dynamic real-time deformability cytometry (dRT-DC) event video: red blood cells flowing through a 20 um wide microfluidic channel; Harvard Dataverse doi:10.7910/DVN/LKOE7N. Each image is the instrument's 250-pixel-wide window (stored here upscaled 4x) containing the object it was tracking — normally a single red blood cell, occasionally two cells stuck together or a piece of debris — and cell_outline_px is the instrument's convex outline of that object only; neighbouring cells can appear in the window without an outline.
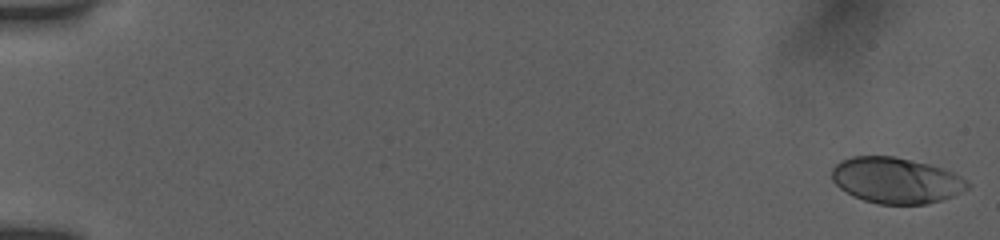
{"species": "human", "species_latin": "Homo sapiens", "temperature_condition": "room temperature", "stored_images_in_passage": 54, "camera_frame_rate_fps": 3000, "um_per_image_px": 0.085, "donor": {"sex": "female"}, "frame": {"image": 1, "passage_image": 1, "time_ms": 0.0, "image_size_px": [1000, 240], "cell_outline_px": [[968, 188], [952, 196], [940, 200], [924, 204], [880, 204], [864, 200], [852, 196], [840, 188], [832, 180], [832, 168], [840, 160], [852, 156], [892, 156], [928, 164], [952, 172], [968, 180]], "centroid_in_image_um": [76.12, 15.33], "position_along_channel_um": 8.9, "area_um2": 36.01}}
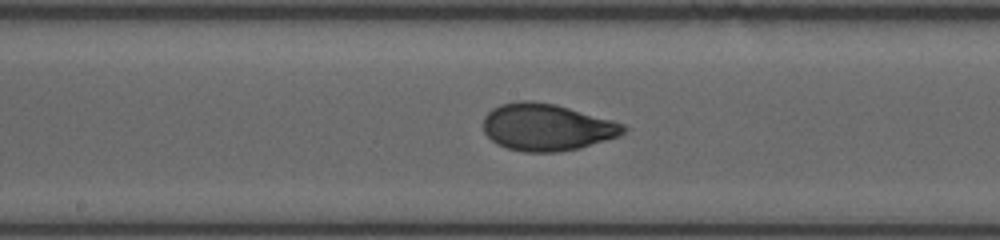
{"frame": {"image": 2, "passage_image": 30, "time_ms": 9.667, "image_size_px": [1000, 240], "cell_outline_px": [[628, 128], [620, 136], [580, 148], [560, 152], [524, 152], [508, 148], [496, 144], [484, 132], [484, 116], [492, 108], [500, 104], [520, 100], [532, 100], [556, 104], [612, 120], [624, 124]], "centroid_in_image_um": [46.48, 10.81], "position_along_channel_um": 201.7, "area_um2": 38.61}}
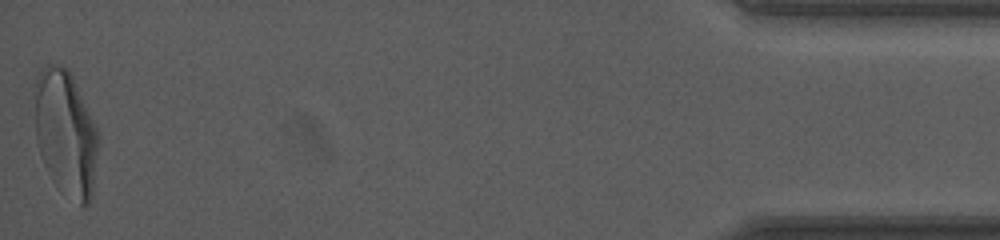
{"frame": {"image": 3, "passage_image": 54, "time_ms": 17.667, "image_size_px": [1000, 240], "cell_outline_px": [[100, 140], [92, 196], [88, 204], [84, 208], [80, 208], [52, 180], [40, 156], [36, 140], [36, 80], [40, 72], [48, 64], [60, 64], [68, 68], [100, 132]], "centroid_in_image_um": [5.64, 11.37], "position_along_channel_um": 429.6, "area_um2": 46.93}, "authors_computed_cell_mechanics": {"area_um2": 37.5122, "velocity_mm_per_s": 3.89, "shape_relaxation_time_tau1_ms": 4.1546, "shape_relaxation_time_tau2_ms": 0.7242, "deformation_change_tau1": 0.1895, "deformation_change_tau2": 0.0508}}